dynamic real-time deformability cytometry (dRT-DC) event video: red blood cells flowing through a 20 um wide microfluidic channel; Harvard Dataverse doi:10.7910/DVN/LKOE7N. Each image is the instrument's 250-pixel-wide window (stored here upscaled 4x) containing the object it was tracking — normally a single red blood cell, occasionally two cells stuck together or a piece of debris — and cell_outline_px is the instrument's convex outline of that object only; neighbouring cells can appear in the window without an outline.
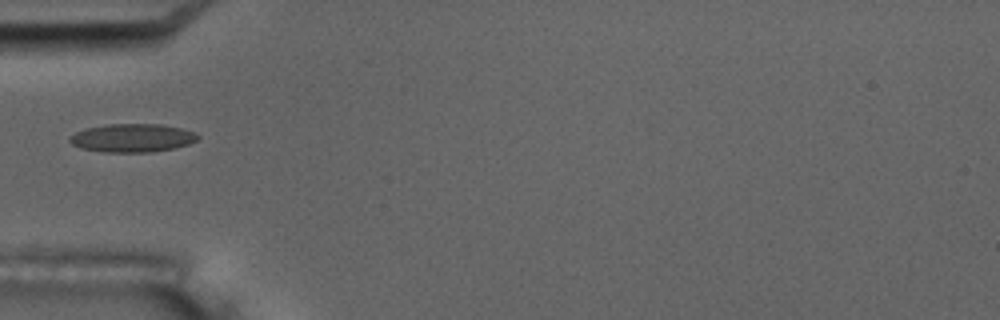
{"species": "common noctule bat (a hibernating species)", "species_latin": "Nyctalus noctula", "temperature_condition": "room temperature", "stored_images_in_passage": 6, "camera_frame_rate_fps": 3000, "um_per_image_px": 0.085, "animal": {"sex": "male", "body_mass_g": 17.5, "forearm_length_mm": 52.3}, "frame": {"image": 1, "passage_image": 6, "time_ms": 5.667, "image_size_px": [1000, 320], "cell_outline_px": [[200, 136], [196, 140], [188, 144], [172, 148], [152, 152], [104, 152], [80, 148], [72, 144], [68, 140], [68, 136], [84, 128], [108, 124], [164, 124], [180, 128], [192, 132]], "centroid_in_image_um": [11.19, 11.72], "position_along_channel_um": 73.8, "area_um2": 21.15}}